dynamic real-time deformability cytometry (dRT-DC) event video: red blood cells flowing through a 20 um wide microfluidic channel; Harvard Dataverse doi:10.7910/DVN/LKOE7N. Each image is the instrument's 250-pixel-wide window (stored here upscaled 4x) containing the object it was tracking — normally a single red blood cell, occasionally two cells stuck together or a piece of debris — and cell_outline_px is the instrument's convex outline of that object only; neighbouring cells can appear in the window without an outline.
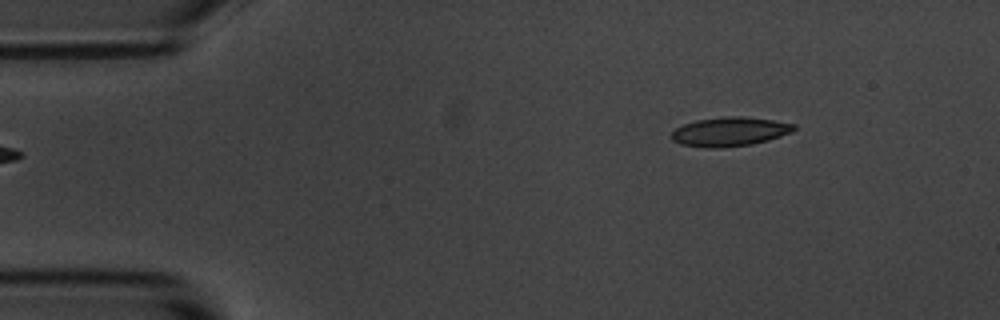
{"species": "common noctule bat (a hibernating species)", "species_latin": "Nyctalus noctula", "temperature_condition": "room temperature", "stored_images_in_passage": 6, "camera_frame_rate_fps": 3000, "um_per_image_px": 0.085, "animal": {"sex": "male", "body_mass_g": 20.1, "forearm_length_mm": 53.5}, "frame": {"image": 1, "passage_image": 6, "time_ms": 5.667, "image_size_px": [1000, 320], "cell_outline_px": [[796, 128], [792, 132], [768, 140], [752, 144], [720, 148], [704, 148], [680, 144], [672, 140], [672, 132], [676, 128], [684, 124], [696, 120], [724, 116], [744, 116], [772, 120], [796, 124]], "centroid_in_image_um": [62.02, 11.19], "position_along_channel_um": 23.0, "area_um2": 20.87}}